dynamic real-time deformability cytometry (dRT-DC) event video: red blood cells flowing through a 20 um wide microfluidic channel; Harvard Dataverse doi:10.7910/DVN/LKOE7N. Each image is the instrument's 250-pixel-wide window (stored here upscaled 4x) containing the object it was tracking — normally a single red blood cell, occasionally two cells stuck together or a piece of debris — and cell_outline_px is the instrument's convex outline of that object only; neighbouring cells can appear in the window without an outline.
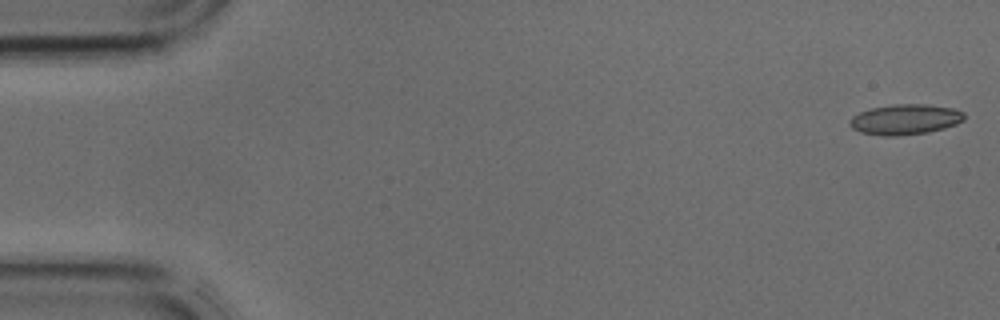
{"species": "common noctule bat (a hibernating species)", "species_latin": "Nyctalus noctula", "temperature_condition": "cold", "stored_images_in_passage": 42, "camera_frame_rate_fps": 3000, "um_per_image_px": 0.085, "animal": {"sex": "male", "body_mass_g": 17.9, "forearm_length_mm": 54.2}, "frame": {"image": 1, "passage_image": 1, "time_ms": 0.0, "image_size_px": [1000, 320], "cell_outline_px": [[964, 120], [956, 124], [944, 128], [928, 132], [896, 136], [884, 136], [860, 132], [852, 128], [848, 124], [848, 120], [852, 116], [860, 112], [872, 108], [892, 104], [928, 104], [952, 108], [964, 112]], "centroid_in_image_um": [76.92, 10.15], "position_along_channel_um": 8.1, "area_um2": 20.35}}
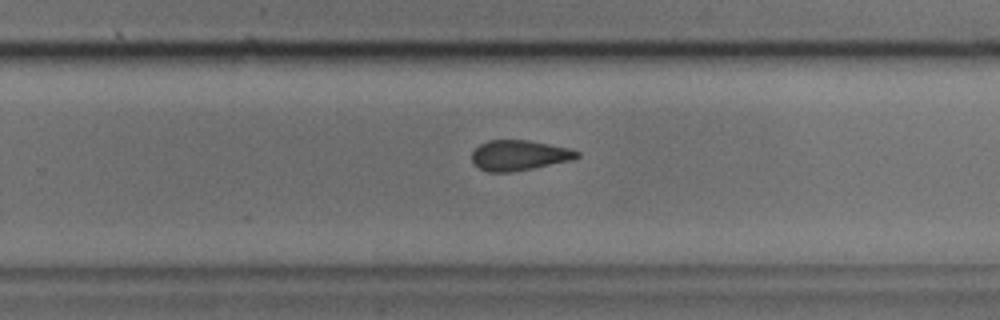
{"frame": {"image": 2, "passage_image": 27, "time_ms": 8.667, "image_size_px": [1000, 320], "cell_outline_px": [[580, 156], [576, 160], [512, 172], [488, 172], [480, 168], [472, 160], [472, 152], [480, 144], [488, 140], [528, 140], [568, 148], [580, 152]], "centroid_in_image_um": [44.17, 13.21], "position_along_channel_um": 285.6, "area_um2": 18.61}}
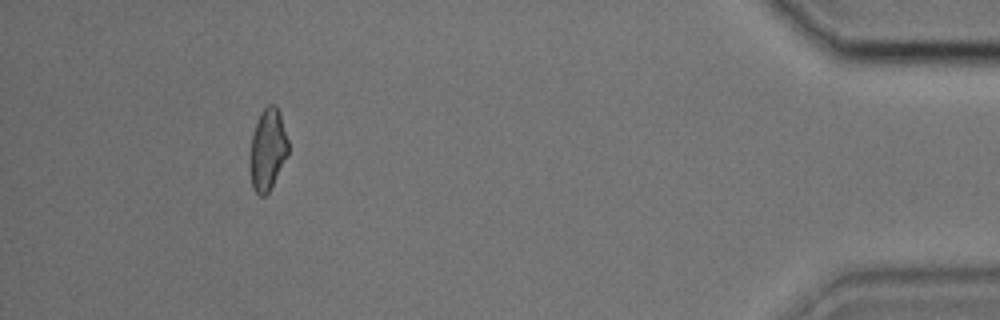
{"frame": {"image": 3, "passage_image": 39, "time_ms": 12.667, "image_size_px": [1000, 320], "cell_outline_px": [[288, 156], [268, 192], [264, 196], [260, 196], [252, 188], [248, 156], [252, 136], [256, 124], [264, 108], [268, 104], [276, 104], [288, 140]], "centroid_in_image_um": [22.73, 12.74], "position_along_channel_um": 412.5, "area_um2": 18.15}}